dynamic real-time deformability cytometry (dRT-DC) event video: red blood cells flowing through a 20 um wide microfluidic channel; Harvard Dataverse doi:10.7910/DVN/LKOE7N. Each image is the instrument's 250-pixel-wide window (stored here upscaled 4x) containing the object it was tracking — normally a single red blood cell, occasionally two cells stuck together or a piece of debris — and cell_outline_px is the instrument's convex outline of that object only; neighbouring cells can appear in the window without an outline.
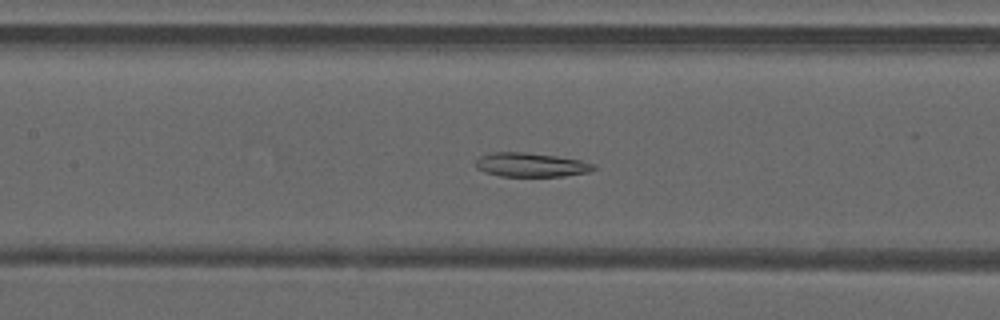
{"species": "common noctule bat (a hibernating species)", "species_latin": "Nyctalus noctula", "temperature_condition": "warm", "stored_images_in_passage": 41, "camera_frame_rate_fps": 3000, "um_per_image_px": 0.085, "animal": {"sex": "male", "forearm_length_mm": 52.5}, "frame": {"image": 1, "passage_image": 15, "time_ms": 4.667, "image_size_px": [1000, 320], "cell_outline_px": [[596, 168], [588, 172], [564, 176], [500, 176], [484, 172], [476, 168], [476, 160], [480, 156], [492, 152], [524, 152], [556, 156], [580, 160], [596, 164]], "centroid_in_image_um": [45.12, 14.01], "position_along_channel_um": 162.3, "area_um2": 16.53}}
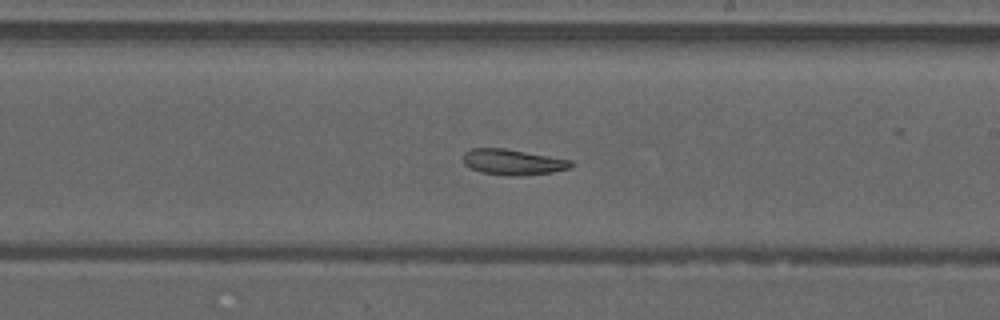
{"frame": {"image": 2, "passage_image": 21, "time_ms": 6.667, "image_size_px": [1000, 320], "cell_outline_px": [[572, 164], [568, 168], [552, 172], [520, 176], [512, 176], [480, 172], [464, 164], [464, 152], [472, 148], [504, 148], [572, 160]], "centroid_in_image_um": [43.57, 13.77], "position_along_channel_um": 245.4, "area_um2": 15.95}}
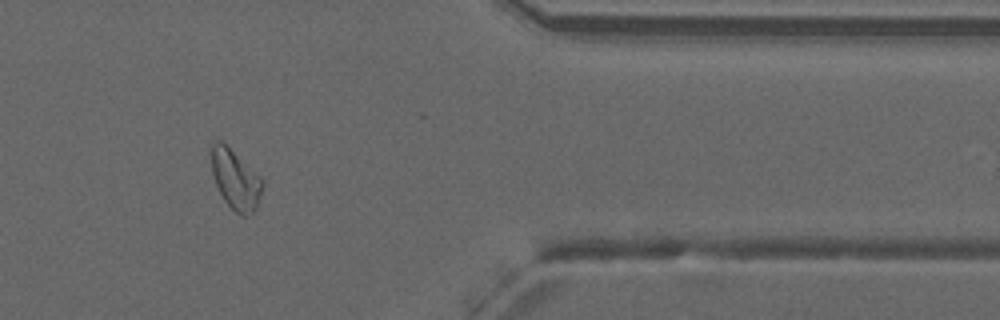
{"frame": {"image": 3, "passage_image": 33, "time_ms": 10.667, "image_size_px": [1000, 320], "cell_outline_px": [[264, 184], [256, 208], [252, 212], [244, 216], [240, 216], [224, 200], [216, 184], [212, 172], [212, 144], [216, 140], [220, 140], [260, 176]], "centroid_in_image_um": [20.02, 15.28], "position_along_channel_um": 391.4, "area_um2": 17.28}, "authors_computed_cell_mechanics": {"area_um2": 18.207, "velocity_mm_per_s": 4.1781, "shape_relaxation_time_tau1_ms": null, "shape_relaxation_time_tau2_ms": 7.6979, "deformation_change_tau1": null, "deformation_change_tau2": 0.1275}}